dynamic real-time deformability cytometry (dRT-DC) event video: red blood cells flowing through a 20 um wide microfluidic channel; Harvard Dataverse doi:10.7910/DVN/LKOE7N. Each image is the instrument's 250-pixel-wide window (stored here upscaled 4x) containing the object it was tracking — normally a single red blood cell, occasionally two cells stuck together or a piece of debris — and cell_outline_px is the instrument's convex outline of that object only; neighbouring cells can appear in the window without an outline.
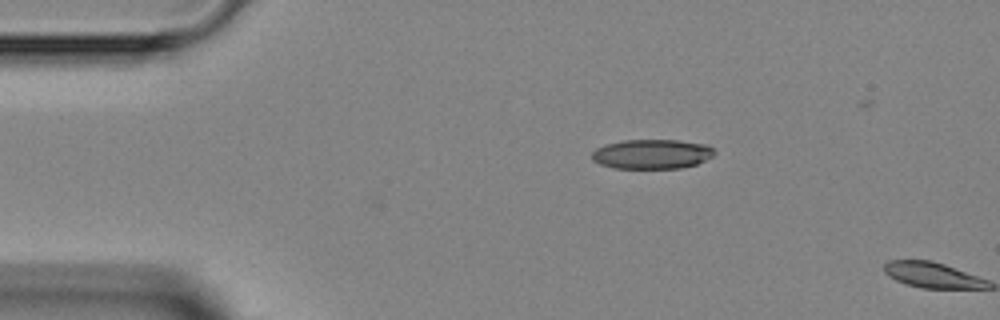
{"species": "Egyptian fruit bat (a non-hibernating species)", "species_latin": "Rousettus aegyptiacus", "temperature_condition": "room temperature", "stored_images_in_passage": 3, "camera_frame_rate_fps": 3000, "um_per_image_px": 0.085, "animal": {"sex": "female"}, "frame": {"image": 1, "passage_image": 2, "time_ms": 3.667, "image_size_px": [1000, 320], "cell_outline_px": [[716, 152], [712, 156], [696, 164], [680, 168], [612, 168], [600, 164], [592, 160], [592, 152], [596, 148], [604, 144], [624, 140], [680, 140], [708, 144]], "centroid_in_image_um": [55.4, 13.09], "position_along_channel_um": 29.6, "area_um2": 21.21}}
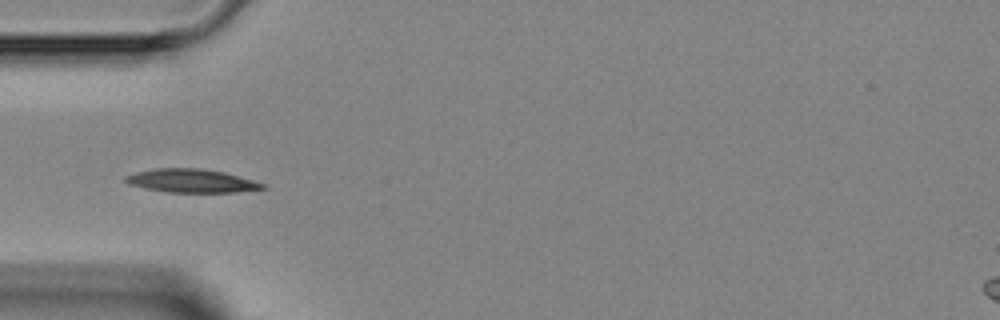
{"frame": {"image": 2, "passage_image": 3, "time_ms": 8.667, "image_size_px": [1000, 320], "cell_outline_px": [[268, 188], [236, 192], [164, 192], [144, 188], [128, 184], [124, 180], [124, 176], [136, 172], [156, 168], [200, 168], [224, 172], [268, 184]], "centroid_in_image_um": [16.29, 15.37], "position_along_channel_um": 68.7, "area_um2": 18.9}}